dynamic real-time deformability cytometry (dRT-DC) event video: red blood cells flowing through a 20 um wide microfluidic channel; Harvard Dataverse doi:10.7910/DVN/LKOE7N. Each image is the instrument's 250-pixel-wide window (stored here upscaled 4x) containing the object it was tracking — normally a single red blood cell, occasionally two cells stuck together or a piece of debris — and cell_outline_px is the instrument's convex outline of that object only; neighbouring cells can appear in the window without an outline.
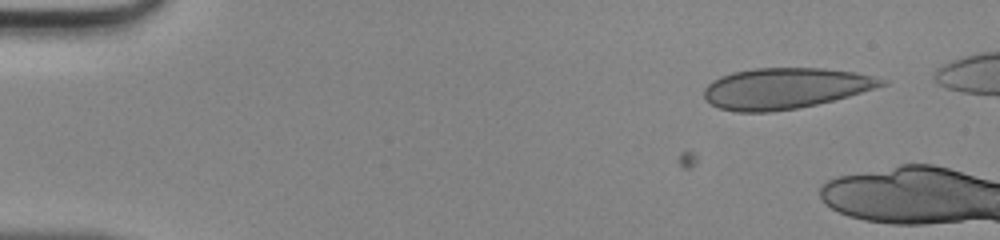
{"species": "human", "species_latin": "Homo sapiens", "temperature_condition": "room temperature", "stored_images_in_passage": 3, "camera_frame_rate_fps": 3000, "um_per_image_px": 0.085, "donor": {"sex": "male"}, "frame": {"image": 1, "passage_image": 1, "time_ms": 0.0, "image_size_px": [1000, 240], "cell_outline_px": [[888, 84], [848, 96], [816, 104], [796, 108], [768, 112], [736, 112], [720, 108], [704, 100], [704, 88], [712, 80], [720, 76], [732, 72], [756, 68], [824, 68], [856, 72], [888, 80]], "centroid_in_image_um": [66.72, 7.5], "position_along_channel_um": 18.3, "area_um2": 42.25}}